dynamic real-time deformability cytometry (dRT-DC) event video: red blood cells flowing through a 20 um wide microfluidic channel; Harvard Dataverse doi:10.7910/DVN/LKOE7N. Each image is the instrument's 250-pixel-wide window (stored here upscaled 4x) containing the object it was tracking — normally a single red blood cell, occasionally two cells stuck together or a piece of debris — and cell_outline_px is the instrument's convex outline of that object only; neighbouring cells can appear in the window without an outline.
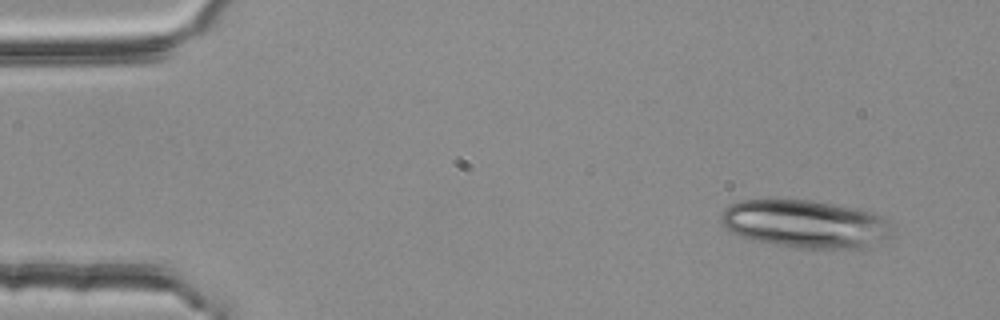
{"species": "common noctule bat (a hibernating species)", "species_latin": "Nyctalus noctula", "temperature_condition": "room temperature", "stored_images_in_passage": 3, "camera_frame_rate_fps": 3000, "um_per_image_px": 0.085, "animal": {"sex": "female", "body_mass_g": 25.1}, "frame": {"image": 1, "passage_image": 1, "time_ms": 0.0, "image_size_px": [1000, 320], "cell_outline_px": [[896, 228], [892, 236], [868, 248], [796, 248], [756, 240], [740, 236], [732, 232], [720, 220], [720, 216], [724, 208], [740, 200], [808, 200], [856, 208], [876, 212], [888, 216]], "centroid_in_image_um": [68.59, 19.03], "position_along_channel_um": 16.4, "area_um2": 48.38}}